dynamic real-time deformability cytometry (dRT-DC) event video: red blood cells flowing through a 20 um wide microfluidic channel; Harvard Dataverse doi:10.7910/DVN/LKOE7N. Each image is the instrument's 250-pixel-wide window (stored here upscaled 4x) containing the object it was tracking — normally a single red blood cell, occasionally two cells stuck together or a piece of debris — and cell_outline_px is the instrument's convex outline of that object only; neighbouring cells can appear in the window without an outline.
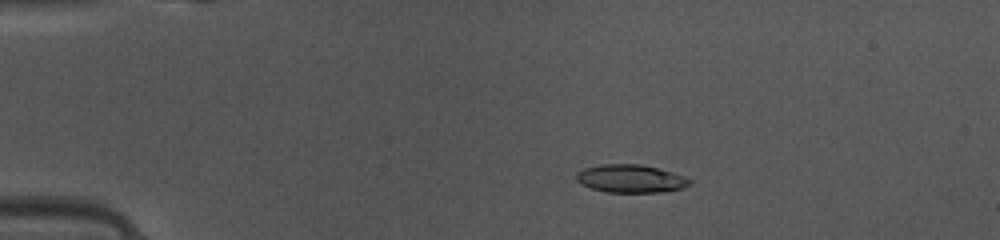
{"species": "common noctule bat (a hibernating species)", "species_latin": "Nyctalus noctula", "temperature_condition": "warm", "stored_images_in_passage": 49, "camera_frame_rate_fps": 3000, "um_per_image_px": 0.085, "animal": {"sex": "female", "body_mass_g": 10.0, "forearm_length_mm": 53.1}, "frame": {"image": 1, "passage_image": 10, "time_ms": 3.0, "image_size_px": [1000, 240], "cell_outline_px": [[692, 184], [684, 188], [660, 192], [608, 192], [592, 188], [580, 184], [576, 180], [576, 172], [584, 168], [600, 164], [640, 164], [672, 172], [684, 176], [692, 180]], "centroid_in_image_um": [53.61, 15.18], "position_along_channel_um": 31.4, "area_um2": 18.55}}
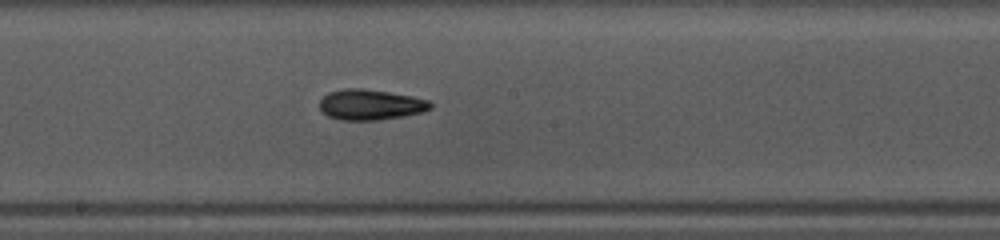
{"frame": {"image": 2, "passage_image": 27, "time_ms": 8.667, "image_size_px": [1000, 240], "cell_outline_px": [[432, 108], [420, 112], [404, 116], [376, 120], [340, 120], [328, 116], [320, 108], [320, 100], [328, 92], [344, 88], [364, 88], [412, 96], [428, 100], [432, 104]], "centroid_in_image_um": [31.48, 8.89], "position_along_channel_um": 216.7, "area_um2": 19.65}}
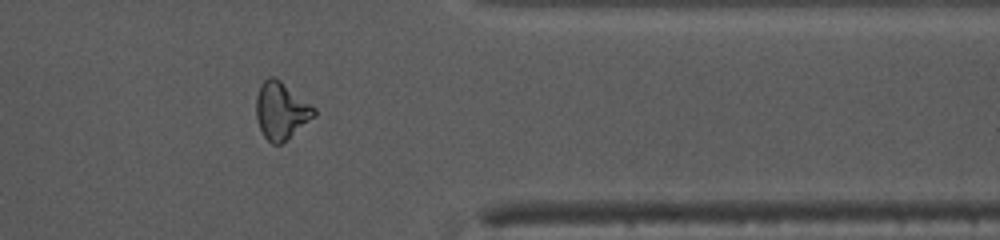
{"frame": {"image": 3, "passage_image": 40, "time_ms": 13.0, "image_size_px": [1000, 240], "cell_outline_px": [[316, 116], [280, 144], [272, 144], [264, 136], [260, 128], [256, 116], [256, 96], [260, 84], [268, 76], [272, 76], [280, 80], [316, 108]], "centroid_in_image_um": [23.89, 9.39], "position_along_channel_um": 387.5, "area_um2": 19.19}, "authors_computed_cell_mechanics": {"area_um2": 18.6694, "velocity_mm_per_s": 4.1626, "shape_relaxation_time_tau1_ms": 3.8977, "shape_relaxation_time_tau2_ms": 9.9431, "deformation_change_tau1": 0.1737, "deformation_change_tau2": 0.2153}}